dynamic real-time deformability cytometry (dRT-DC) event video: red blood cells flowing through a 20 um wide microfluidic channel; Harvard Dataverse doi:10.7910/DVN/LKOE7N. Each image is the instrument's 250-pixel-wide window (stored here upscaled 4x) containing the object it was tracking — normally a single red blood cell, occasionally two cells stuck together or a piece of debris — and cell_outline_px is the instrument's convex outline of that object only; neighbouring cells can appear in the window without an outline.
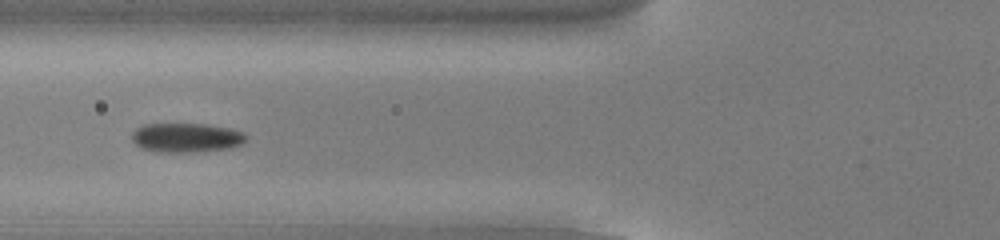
{"species": "common noctule bat (a hibernating species)", "species_latin": "Nyctalus noctula", "temperature_condition": "cold", "stored_images_in_passage": 12, "camera_frame_rate_fps": 3000, "um_per_image_px": 0.085, "animal": {"sex": "male", "body_mass_g": 13.0, "forearm_length_mm": 53.1}, "frame": {"image": 1, "passage_image": 9, "time_ms": 2.667, "image_size_px": [1000, 240], "cell_outline_px": [[248, 140], [244, 144], [228, 148], [188, 152], [160, 152], [140, 148], [132, 140], [132, 132], [136, 128], [144, 124], [204, 124], [228, 128], [244, 132], [248, 136]], "centroid_in_image_um": [15.85, 11.7], "position_along_channel_um": 109.9, "area_um2": 19.54}}